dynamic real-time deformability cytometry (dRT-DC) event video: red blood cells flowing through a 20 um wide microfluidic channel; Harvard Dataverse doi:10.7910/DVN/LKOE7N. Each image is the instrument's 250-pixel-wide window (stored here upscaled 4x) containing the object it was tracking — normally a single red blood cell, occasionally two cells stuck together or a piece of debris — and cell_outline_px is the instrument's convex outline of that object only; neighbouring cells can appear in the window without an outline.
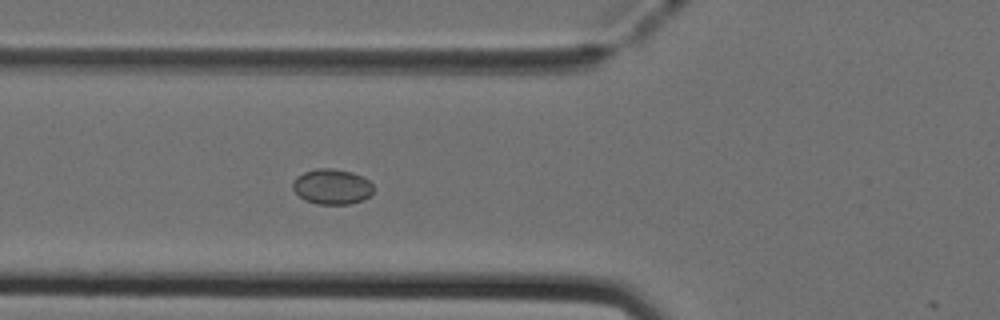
{"species": "Egyptian fruit bat (a non-hibernating species)", "species_latin": "Rousettus aegyptiacus", "temperature_condition": "cold", "stored_images_in_passage": 20, "camera_frame_rate_fps": 3000, "um_per_image_px": 0.085, "animal": {"sex": "female"}, "frame": {"image": 1, "passage_image": 19, "time_ms": 6.0, "image_size_px": [1000, 320], "cell_outline_px": [[372, 192], [364, 200], [348, 204], [316, 204], [304, 200], [292, 188], [292, 184], [296, 176], [304, 172], [316, 168], [332, 168], [352, 172], [368, 180], [372, 184]], "centroid_in_image_um": [28.19, 15.86], "position_along_channel_um": 97.6, "area_um2": 16.59}}